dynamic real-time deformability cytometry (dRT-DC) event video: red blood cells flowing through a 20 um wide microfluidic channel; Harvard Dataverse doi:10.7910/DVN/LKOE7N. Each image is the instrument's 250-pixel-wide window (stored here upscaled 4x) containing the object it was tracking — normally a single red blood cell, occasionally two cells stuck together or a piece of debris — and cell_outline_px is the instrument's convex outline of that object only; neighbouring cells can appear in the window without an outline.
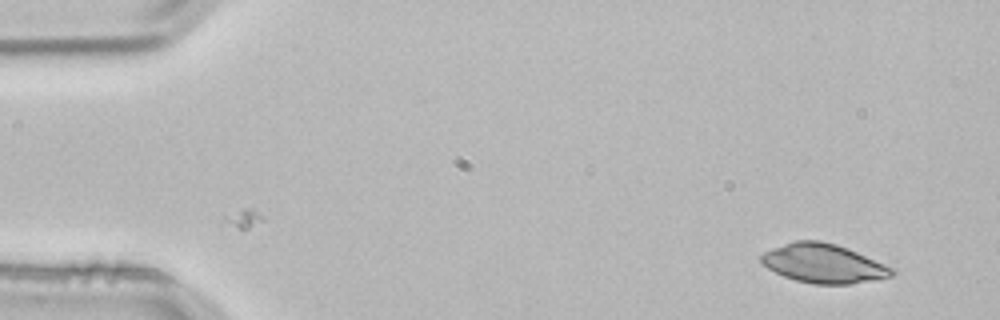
{"species": "common noctule bat (a hibernating species)", "species_latin": "Nyctalus noctula", "temperature_condition": "room temperature", "stored_images_in_passage": 3, "camera_frame_rate_fps": 3000, "um_per_image_px": 0.085, "animal": {"sex": "male", "body_mass_g": 21.5, "forearm_length_mm": 52.0}, "frame": {"image": 1, "passage_image": 1, "time_ms": 0.0, "image_size_px": [1000, 320], "cell_outline_px": [[896, 272], [892, 276], [872, 280], [848, 284], [812, 284], [796, 280], [784, 276], [768, 268], [760, 260], [760, 256], [764, 252], [772, 248], [796, 240], [820, 240], [836, 244], [848, 248], [896, 268]], "centroid_in_image_um": [70.03, 22.39], "position_along_channel_um": 15.0, "area_um2": 29.77}}
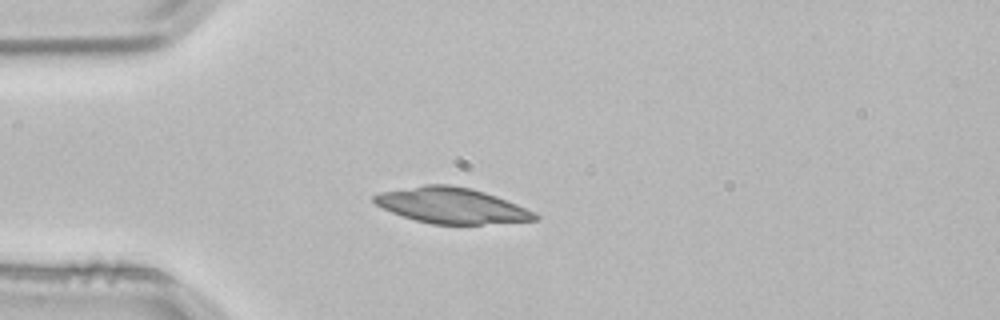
{"frame": {"image": 2, "passage_image": 3, "time_ms": 0.667, "image_size_px": [1000, 320], "cell_outline_px": [[540, 216], [536, 220], [480, 224], [432, 224], [416, 220], [392, 212], [376, 204], [372, 200], [372, 196], [380, 192], [424, 184], [448, 184], [472, 188], [496, 196], [536, 212]], "centroid_in_image_um": [38.38, 17.46], "position_along_channel_um": 46.6, "area_um2": 33.23}}